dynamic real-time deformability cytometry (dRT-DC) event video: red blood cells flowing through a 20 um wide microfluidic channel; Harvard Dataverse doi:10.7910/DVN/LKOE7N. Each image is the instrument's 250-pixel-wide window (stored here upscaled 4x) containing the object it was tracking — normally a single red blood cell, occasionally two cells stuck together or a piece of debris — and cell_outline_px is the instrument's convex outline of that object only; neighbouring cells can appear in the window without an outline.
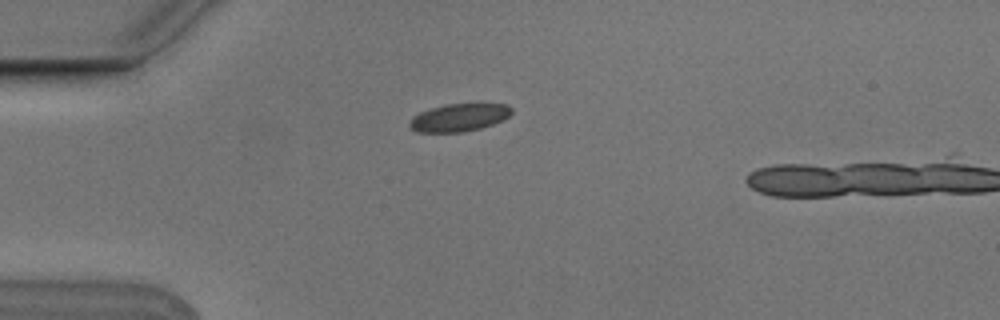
{"species": "Egyptian fruit bat (a non-hibernating species)", "species_latin": "Rousettus aegyptiacus", "temperature_condition": "cold", "stored_images_in_passage": 2, "camera_frame_rate_fps": 3000, "um_per_image_px": 0.085, "animal": {"sex": "male"}, "frame": {"image": 1, "passage_image": 1, "time_ms": 0.0, "image_size_px": [1000, 320], "cell_outline_px": [[512, 112], [508, 116], [492, 124], [480, 128], [464, 132], [416, 132], [408, 124], [412, 116], [428, 108], [444, 104], [480, 100], [508, 104], [512, 108]], "centroid_in_image_um": [39.06, 9.92], "position_along_channel_um": 45.9, "area_um2": 17.4}}